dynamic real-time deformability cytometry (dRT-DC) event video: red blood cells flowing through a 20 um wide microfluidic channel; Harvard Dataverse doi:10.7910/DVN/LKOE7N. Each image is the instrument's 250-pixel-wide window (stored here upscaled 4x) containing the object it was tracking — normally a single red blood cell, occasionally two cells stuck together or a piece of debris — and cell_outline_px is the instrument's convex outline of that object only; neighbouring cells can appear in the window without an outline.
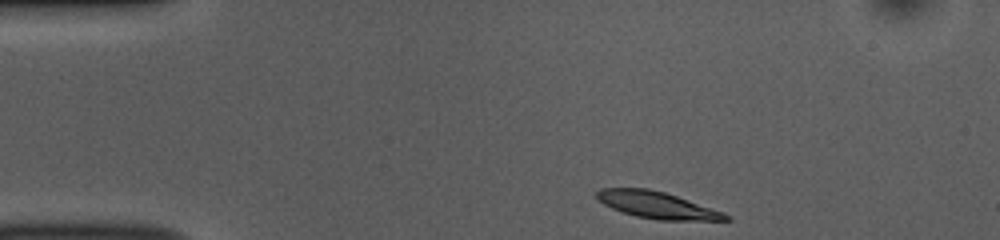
{"species": "common noctule bat (a hibernating species)", "species_latin": "Nyctalus noctula", "temperature_condition": "room temperature", "stored_images_in_passage": 44, "camera_frame_rate_fps": 3000, "um_per_image_px": 0.085, "animal": {"sex": "female", "body_mass_g": 10.0, "forearm_length_mm": 53.1}, "frame": {"image": 1, "passage_image": 1, "time_ms": 0.0, "image_size_px": [1000, 240], "cell_outline_px": [[732, 220], [656, 220], [636, 216], [612, 208], [596, 200], [596, 192], [600, 188], [648, 188], [664, 192], [724, 212], [732, 216]], "centroid_in_image_um": [55.85, 17.43], "position_along_channel_um": 29.2, "area_um2": 20.06}}
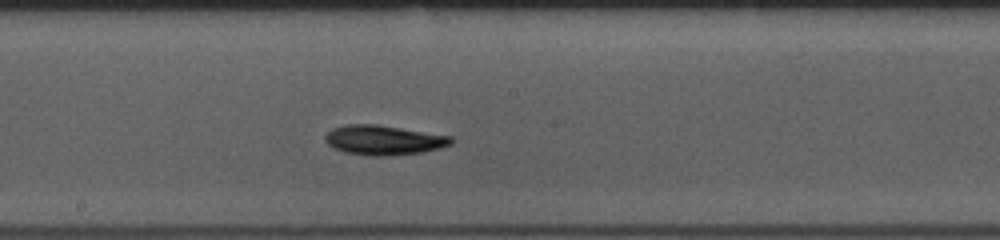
{"frame": {"image": 2, "passage_image": 20, "time_ms": 6.333, "image_size_px": [1000, 240], "cell_outline_px": [[452, 144], [440, 148], [424, 152], [388, 156], [368, 156], [344, 152], [328, 144], [324, 140], [324, 136], [332, 128], [348, 124], [376, 124], [452, 136]], "centroid_in_image_um": [32.61, 11.91], "position_along_channel_um": 215.6, "area_um2": 21.85}}
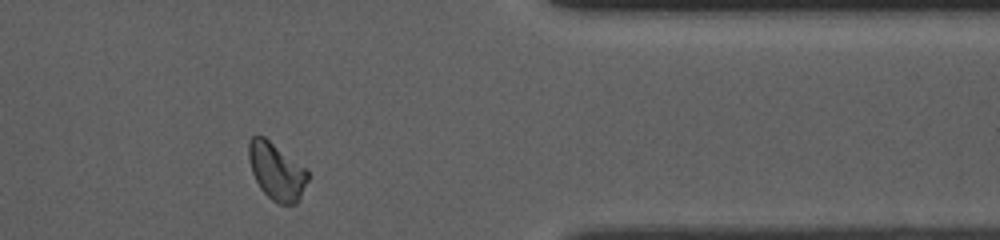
{"frame": {"image": 3, "passage_image": 35, "time_ms": 11.333, "image_size_px": [1000, 240], "cell_outline_px": [[308, 180], [300, 200], [296, 204], [280, 204], [272, 200], [260, 188], [252, 172], [248, 160], [248, 140], [252, 136], [264, 136], [308, 168]], "centroid_in_image_um": [23.52, 14.55], "position_along_channel_um": 387.9, "area_um2": 20.0}, "authors_computed_cell_mechanics": {"area_um2": 20.8369, "velocity_mm_per_s": 3.8083, "shape_relaxation_time_tau1_ms": 3.295, "shape_relaxation_time_tau2_ms": 9.138, "deformation_change_tau1": 0.1186, "deformation_change_tau2": 0.1419}}